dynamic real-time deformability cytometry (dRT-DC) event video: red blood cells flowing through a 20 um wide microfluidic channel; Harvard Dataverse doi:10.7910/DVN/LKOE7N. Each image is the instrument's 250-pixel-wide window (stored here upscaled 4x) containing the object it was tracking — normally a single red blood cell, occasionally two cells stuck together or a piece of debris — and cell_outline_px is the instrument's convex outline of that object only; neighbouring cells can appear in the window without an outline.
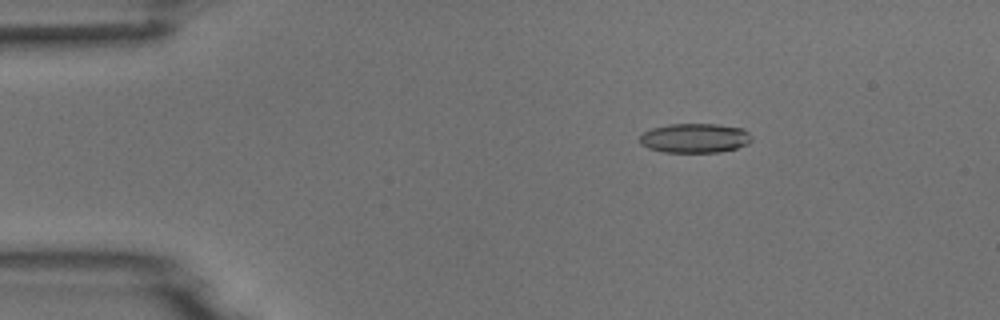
{"species": "common noctule bat (a hibernating species)", "species_latin": "Nyctalus noctula", "temperature_condition": "room temperature", "stored_images_in_passage": 54, "camera_frame_rate_fps": 3000, "um_per_image_px": 0.085, "animal": {"sex": "male", "body_mass_g": 18.8}, "frame": {"image": 1, "passage_image": 9, "time_ms": 2.667, "image_size_px": [1000, 320], "cell_outline_px": [[752, 140], [748, 144], [736, 148], [720, 152], [664, 152], [648, 148], [640, 144], [640, 136], [644, 132], [652, 128], [668, 124], [716, 124], [744, 128], [752, 136]], "centroid_in_image_um": [59.08, 11.73], "position_along_channel_um": 25.9, "area_um2": 19.31}}
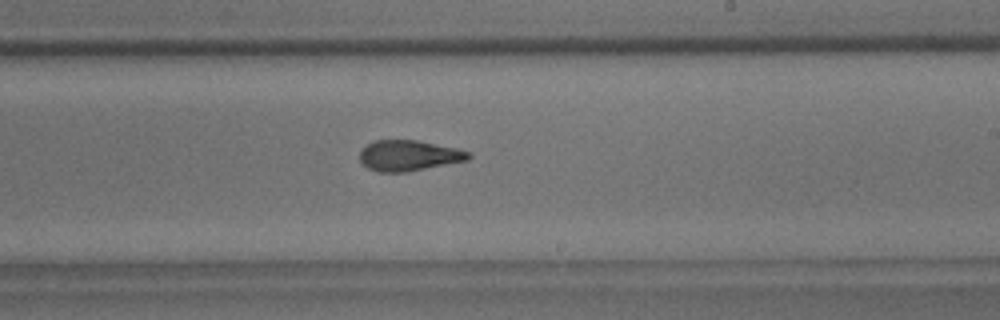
{"frame": {"image": 2, "passage_image": 32, "time_ms": 10.333, "image_size_px": [1000, 320], "cell_outline_px": [[472, 156], [468, 160], [408, 172], [376, 172], [368, 168], [360, 160], [360, 152], [368, 144], [376, 140], [416, 140], [456, 148], [472, 152]], "centroid_in_image_um": [34.78, 13.23], "position_along_channel_um": 254.2, "area_um2": 19.42}}
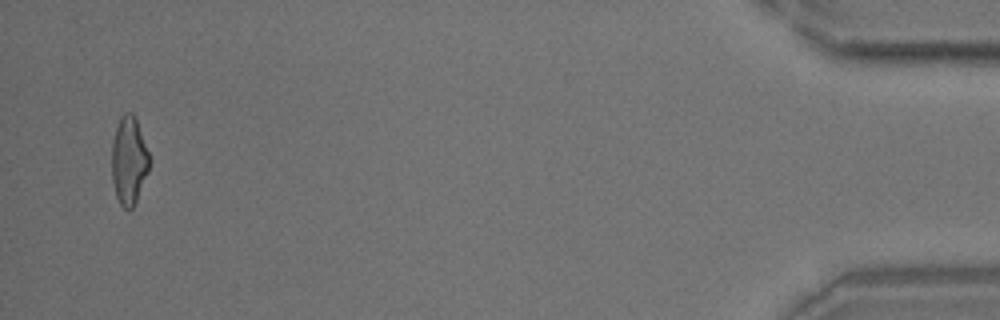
{"frame": {"image": 3, "passage_image": 52, "time_ms": 17.0, "image_size_px": [1000, 320], "cell_outline_px": [[148, 172], [136, 200], [132, 208], [124, 208], [120, 204], [116, 196], [112, 180], [112, 140], [120, 116], [124, 112], [132, 112], [136, 116], [148, 152]], "centroid_in_image_um": [10.94, 13.6], "position_along_channel_um": 424.3, "area_um2": 19.13}}